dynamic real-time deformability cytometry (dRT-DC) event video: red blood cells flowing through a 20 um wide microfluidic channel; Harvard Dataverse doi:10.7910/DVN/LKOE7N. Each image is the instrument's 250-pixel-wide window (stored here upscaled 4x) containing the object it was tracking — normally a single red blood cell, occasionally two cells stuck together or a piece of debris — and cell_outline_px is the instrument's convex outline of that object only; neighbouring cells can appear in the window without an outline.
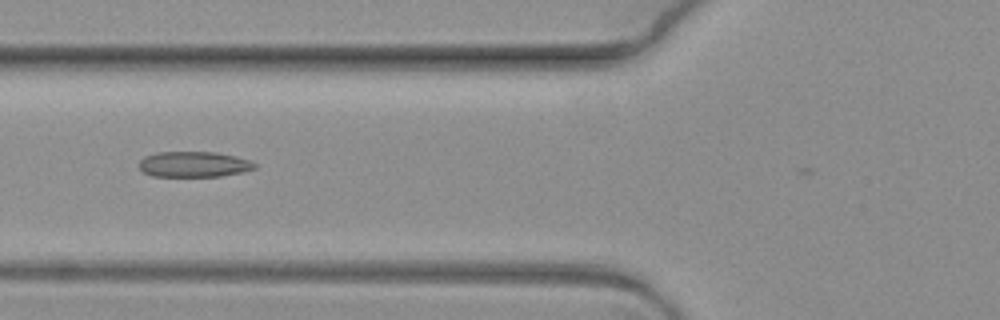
{"species": "common noctule bat (a hibernating species)", "species_latin": "Nyctalus noctula", "temperature_condition": "warm", "stored_images_in_passage": 5, "camera_frame_rate_fps": 3000, "um_per_image_px": 0.085, "animal": {"sex": "female", "body_mass_g": 19.3, "forearm_length_mm": 54.1}, "frame": {"image": 1, "passage_image": 2, "time_ms": 0.333, "image_size_px": [1000, 320], "cell_outline_px": [[256, 168], [244, 172], [220, 176], [152, 176], [144, 172], [140, 168], [140, 160], [144, 156], [156, 152], [216, 152], [236, 156], [248, 160], [256, 164]], "centroid_in_image_um": [16.48, 13.96], "position_along_channel_um": 109.3, "area_um2": 17.22}}
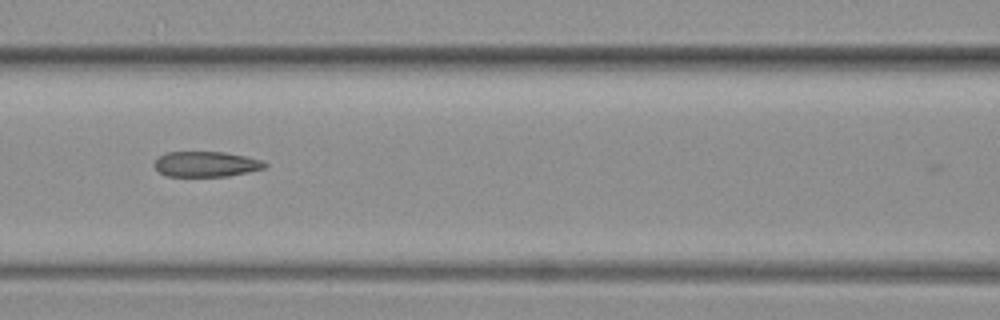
{"frame": {"image": 2, "passage_image": 3, "time_ms": 0.667, "image_size_px": [1000, 320], "cell_outline_px": [[268, 164], [264, 168], [248, 172], [228, 176], [168, 176], [160, 172], [152, 164], [160, 156], [168, 152], [224, 152], [264, 160]], "centroid_in_image_um": [17.54, 13.95], "position_along_channel_um": 149.1, "area_um2": 16.24}}
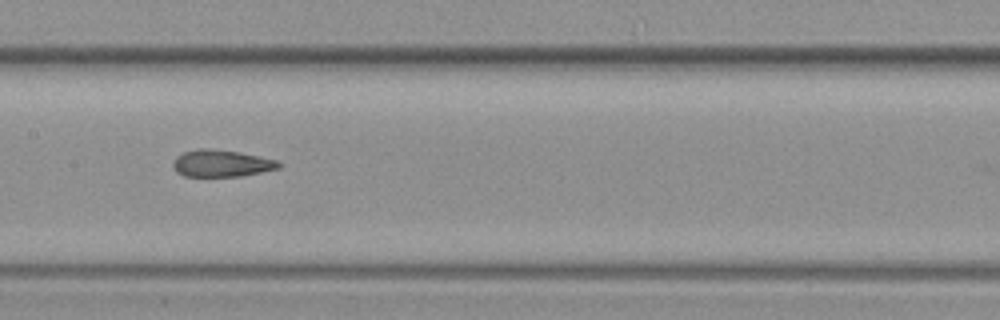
{"frame": {"image": 3, "passage_image": 4, "time_ms": 1.0, "image_size_px": [1000, 320], "cell_outline_px": [[284, 164], [280, 168], [240, 176], [184, 176], [176, 172], [172, 164], [176, 156], [184, 152], [196, 148], [208, 148], [240, 152], [276, 160]], "centroid_in_image_um": [18.81, 13.88], "position_along_channel_um": 188.6, "area_um2": 16.65}}